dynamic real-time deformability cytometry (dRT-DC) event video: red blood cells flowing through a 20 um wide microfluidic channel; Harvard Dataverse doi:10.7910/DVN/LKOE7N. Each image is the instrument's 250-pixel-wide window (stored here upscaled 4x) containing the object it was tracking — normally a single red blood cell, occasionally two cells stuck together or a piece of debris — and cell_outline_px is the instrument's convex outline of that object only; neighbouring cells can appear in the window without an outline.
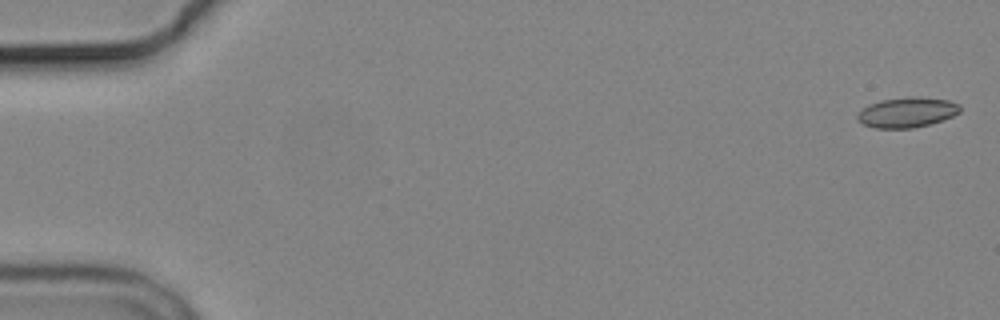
{"species": "common noctule bat (a hibernating species)", "species_latin": "Nyctalus noctula", "temperature_condition": "cold", "stored_images_in_passage": 7, "camera_frame_rate_fps": 3000, "um_per_image_px": 0.085, "animal": {"sex": "male", "body_mass_g": 19.2, "forearm_length_mm": 51.8}, "frame": {"image": 1, "passage_image": 1, "time_ms": 0.0, "image_size_px": [1000, 320], "cell_outline_px": [[960, 112], [952, 116], [928, 124], [912, 128], [876, 128], [864, 124], [856, 120], [856, 116], [868, 104], [880, 100], [912, 96], [916, 96], [948, 100], [960, 104]], "centroid_in_image_um": [77.08, 9.54], "position_along_channel_um": 7.9, "area_um2": 17.92}}
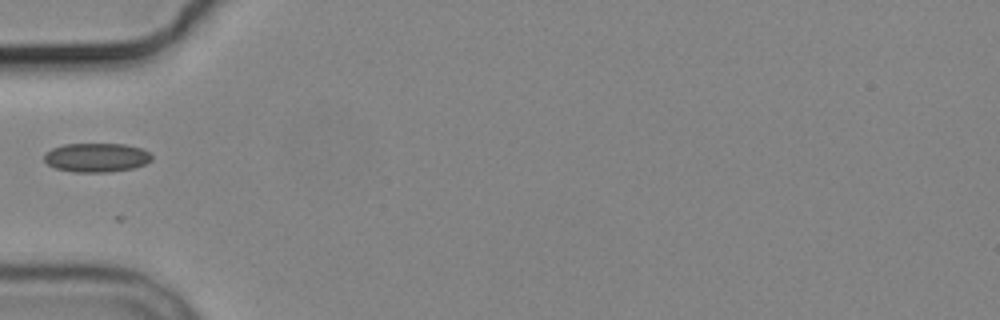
{"frame": {"image": 2, "passage_image": 6, "time_ms": 6.0, "image_size_px": [1000, 320], "cell_outline_px": [[152, 160], [136, 168], [108, 172], [72, 172], [56, 168], [48, 164], [44, 160], [44, 152], [52, 148], [64, 144], [124, 144], [144, 148], [152, 156]], "centroid_in_image_um": [8.21, 13.39], "position_along_channel_um": 76.8, "area_um2": 18.38}}